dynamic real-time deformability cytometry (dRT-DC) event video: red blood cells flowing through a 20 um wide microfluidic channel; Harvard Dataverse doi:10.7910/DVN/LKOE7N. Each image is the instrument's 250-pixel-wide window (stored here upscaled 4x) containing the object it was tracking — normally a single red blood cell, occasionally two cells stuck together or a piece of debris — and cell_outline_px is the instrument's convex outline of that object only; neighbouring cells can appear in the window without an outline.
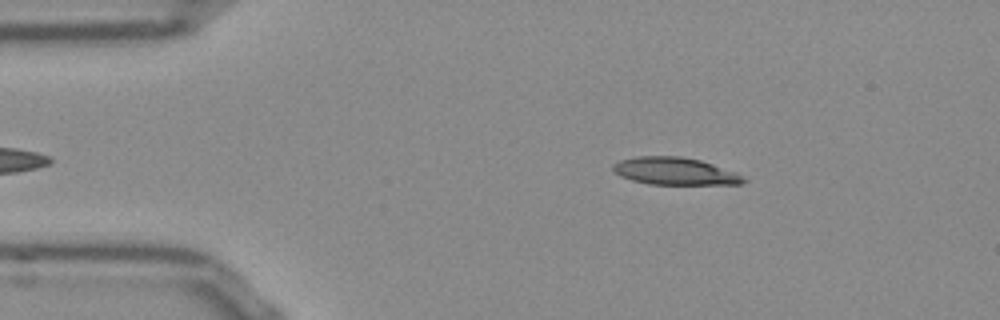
{"species": "Egyptian fruit bat (a non-hibernating species)", "species_latin": "Rousettus aegyptiacus", "temperature_condition": "room temperature", "stored_images_in_passage": 41, "camera_frame_rate_fps": 3000, "um_per_image_px": 0.085, "frame": {"image": 1, "passage_image": 5, "time_ms": 1.333, "image_size_px": [1000, 320], "cell_outline_px": [[748, 180], [740, 184], [648, 184], [632, 180], [620, 176], [612, 172], [612, 164], [620, 160], [636, 156], [680, 156], [700, 160], [736, 172]], "centroid_in_image_um": [57.32, 14.55], "position_along_channel_um": 27.7, "area_um2": 20.87}}
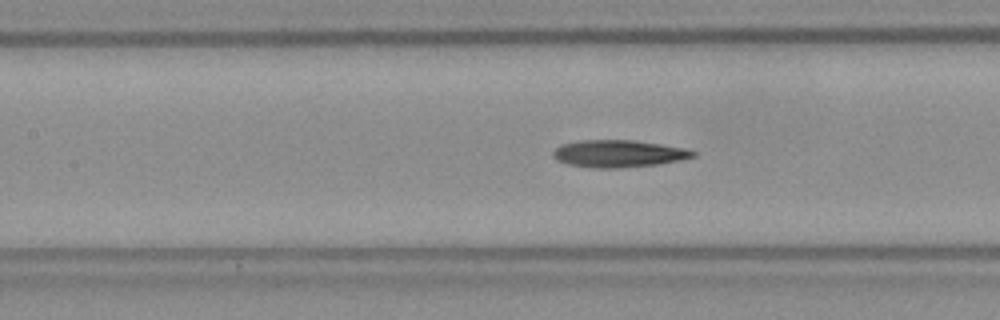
{"frame": {"image": 2, "passage_image": 19, "time_ms": 6.0, "image_size_px": [1000, 320], "cell_outline_px": [[696, 156], [680, 160], [656, 164], [616, 168], [592, 168], [568, 164], [556, 160], [552, 156], [552, 152], [556, 148], [564, 144], [580, 140], [632, 140], [660, 144], [684, 148], [696, 152]], "centroid_in_image_um": [52.55, 13.06], "position_along_channel_um": 154.9, "area_um2": 22.02}}
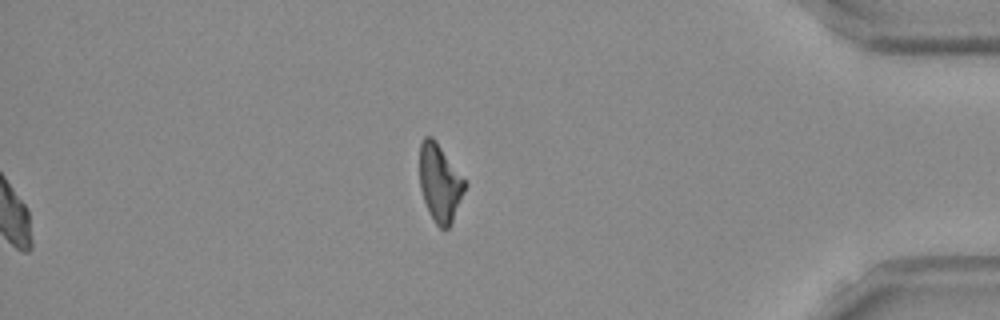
{"frame": {"image": 3, "passage_image": 41, "time_ms": 13.333, "image_size_px": [1000, 320], "cell_outline_px": [[468, 184], [452, 220], [448, 228], [440, 228], [436, 224], [428, 212], [420, 188], [420, 144], [424, 136], [432, 136], [436, 140]], "centroid_in_image_um": [37.38, 15.52], "position_along_channel_um": 397.8, "area_um2": 20.35}, "authors_computed_cell_mechanics": {"area_um2": 21.6172, "velocity_mm_per_s": 3.8445, "shape_relaxation_time_tau1_ms": null, "shape_relaxation_time_tau2_ms": 8.6758, "deformation_change_tau1": null, "deformation_change_tau2": 0.2526}}